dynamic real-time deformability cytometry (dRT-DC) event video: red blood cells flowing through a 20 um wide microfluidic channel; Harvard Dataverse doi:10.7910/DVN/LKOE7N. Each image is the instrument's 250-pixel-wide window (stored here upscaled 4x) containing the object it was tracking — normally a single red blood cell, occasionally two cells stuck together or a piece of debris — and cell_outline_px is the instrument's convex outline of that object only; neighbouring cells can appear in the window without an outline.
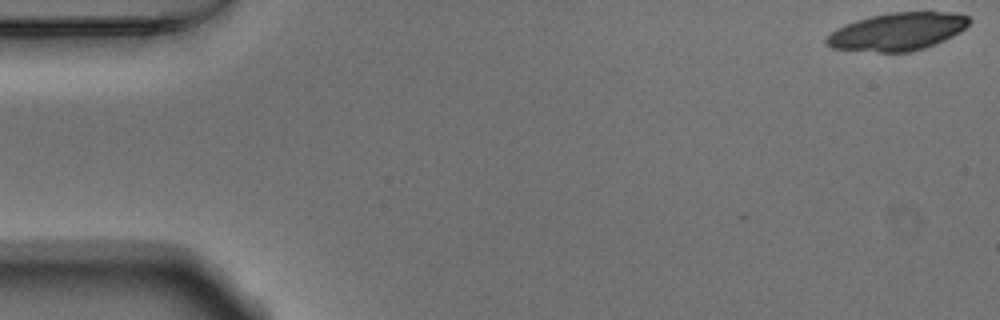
{"species": "Egyptian fruit bat (a non-hibernating species)", "species_latin": "Rousettus aegyptiacus", "temperature_condition": "warm", "stored_images_in_passage": 6, "camera_frame_rate_fps": 3000, "um_per_image_px": 0.085, "animal": {"sex": "male"}, "frame": {"image": 1, "passage_image": 1, "time_ms": 0.0, "image_size_px": [1000, 320], "cell_outline_px": [[972, 20], [960, 32], [936, 44], [912, 52], [880, 52], [832, 48], [824, 44], [824, 40], [836, 28], [844, 24], [856, 20], [872, 16], [892, 12], [960, 12], [968, 16]], "centroid_in_image_um": [76.3, 2.68], "position_along_channel_um": 8.7, "area_um2": 31.5}}